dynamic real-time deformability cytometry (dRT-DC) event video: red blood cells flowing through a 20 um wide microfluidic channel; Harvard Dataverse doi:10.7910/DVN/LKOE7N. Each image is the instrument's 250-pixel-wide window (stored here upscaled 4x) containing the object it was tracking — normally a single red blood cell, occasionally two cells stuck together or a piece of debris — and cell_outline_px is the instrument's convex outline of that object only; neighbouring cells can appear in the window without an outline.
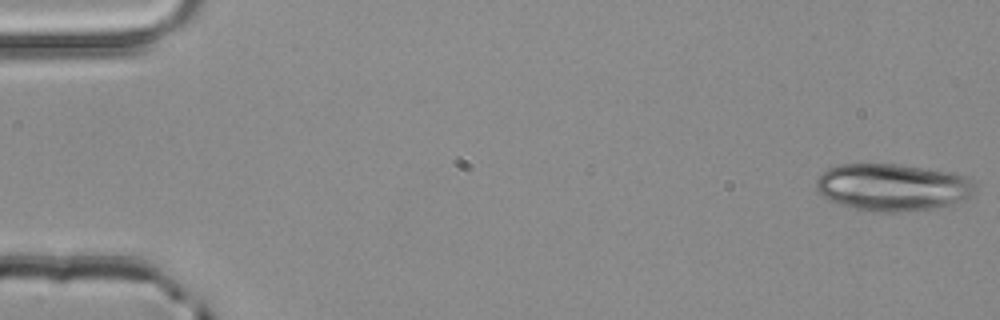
{"species": "common noctule bat (a hibernating species)", "species_latin": "Nyctalus noctula", "temperature_condition": "room temperature", "stored_images_in_passage": 5, "camera_frame_rate_fps": 3000, "um_per_image_px": 0.085, "animal": {"sex": "male", "body_mass_g": 20.4}, "frame": {"image": 1, "passage_image": 1, "time_ms": 0.0, "image_size_px": [1000, 320], "cell_outline_px": [[976, 196], [952, 204], [936, 208], [904, 212], [876, 212], [856, 208], [840, 204], [824, 196], [816, 188], [816, 180], [828, 168], [836, 164], [896, 164], [956, 172], [972, 176], [976, 184]], "centroid_in_image_um": [76.0, 15.91], "position_along_channel_um": 9.0, "area_um2": 44.39}}